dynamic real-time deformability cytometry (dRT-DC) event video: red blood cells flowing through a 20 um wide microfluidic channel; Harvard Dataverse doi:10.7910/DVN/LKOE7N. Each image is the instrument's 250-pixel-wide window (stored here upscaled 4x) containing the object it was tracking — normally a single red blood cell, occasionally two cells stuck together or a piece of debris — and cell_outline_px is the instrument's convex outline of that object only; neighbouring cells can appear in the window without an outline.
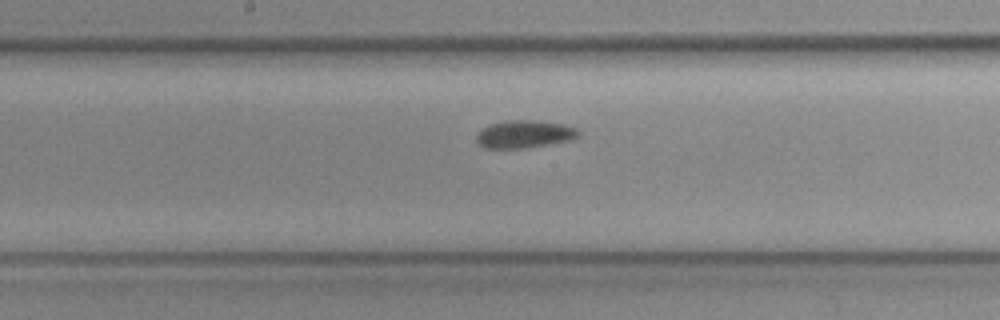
{"species": "common noctule bat (a hibernating species)", "species_latin": "Nyctalus noctula", "temperature_condition": "cold", "stored_images_in_passage": 5, "camera_frame_rate_fps": 3000, "um_per_image_px": 0.085, "animal": {"sex": "female", "body_mass_g": 19.3, "forearm_length_mm": 54.1}, "frame": {"image": 1, "passage_image": 5, "time_ms": 1.333, "image_size_px": [1000, 320], "cell_outline_px": [[580, 136], [572, 140], [528, 148], [484, 148], [476, 140], [476, 136], [488, 124], [508, 120], [540, 120], [564, 124], [576, 128], [580, 132]], "centroid_in_image_um": [44.63, 11.4], "position_along_channel_um": 203.6, "area_um2": 16.65}}